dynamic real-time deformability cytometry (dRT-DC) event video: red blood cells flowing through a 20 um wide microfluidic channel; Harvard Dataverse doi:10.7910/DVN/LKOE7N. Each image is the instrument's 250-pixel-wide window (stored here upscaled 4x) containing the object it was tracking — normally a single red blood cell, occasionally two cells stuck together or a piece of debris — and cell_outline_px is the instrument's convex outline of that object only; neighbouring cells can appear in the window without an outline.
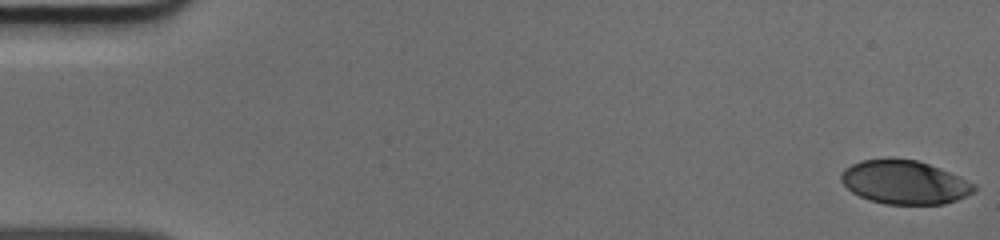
{"species": "human", "species_latin": "Homo sapiens", "temperature_condition": "cold", "stored_images_in_passage": 51, "camera_frame_rate_fps": 3000, "um_per_image_px": 0.085, "donor": {"sex": "male"}, "frame": {"image": 1, "passage_image": 1, "time_ms": 0.0, "image_size_px": [1000, 240], "cell_outline_px": [[976, 188], [972, 192], [956, 200], [944, 204], [884, 204], [868, 200], [852, 192], [840, 180], [840, 172], [844, 168], [860, 160], [892, 156], [916, 160], [940, 168], [976, 184]], "centroid_in_image_um": [76.83, 15.46], "position_along_channel_um": 8.2, "area_um2": 34.22}}
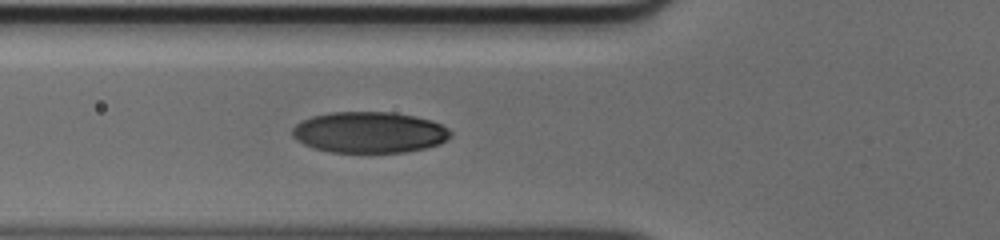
{"frame": {"image": 2, "passage_image": 19, "time_ms": 6.0, "image_size_px": [1000, 240], "cell_outline_px": [[452, 136], [440, 144], [424, 148], [404, 152], [328, 152], [312, 148], [296, 140], [292, 136], [292, 128], [300, 120], [312, 116], [332, 112], [392, 112], [416, 116], [432, 120], [448, 128], [452, 132]], "centroid_in_image_um": [31.38, 11.25], "position_along_channel_um": 94.4, "area_um2": 38.21}}
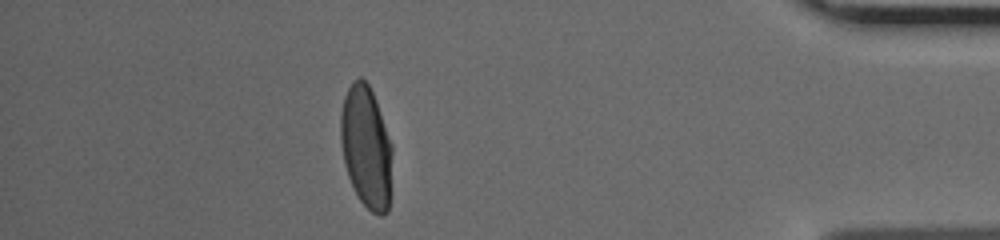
{"frame": {"image": 3, "passage_image": 45, "time_ms": 14.667, "image_size_px": [1000, 240], "cell_outline_px": [[392, 152], [388, 212], [384, 216], [380, 216], [372, 212], [360, 200], [348, 176], [344, 164], [340, 140], [340, 112], [344, 96], [348, 88], [360, 76], [368, 84], [376, 100], [392, 144]], "centroid_in_image_um": [31.12, 12.5], "position_along_channel_um": 404.1, "area_um2": 36.7}}